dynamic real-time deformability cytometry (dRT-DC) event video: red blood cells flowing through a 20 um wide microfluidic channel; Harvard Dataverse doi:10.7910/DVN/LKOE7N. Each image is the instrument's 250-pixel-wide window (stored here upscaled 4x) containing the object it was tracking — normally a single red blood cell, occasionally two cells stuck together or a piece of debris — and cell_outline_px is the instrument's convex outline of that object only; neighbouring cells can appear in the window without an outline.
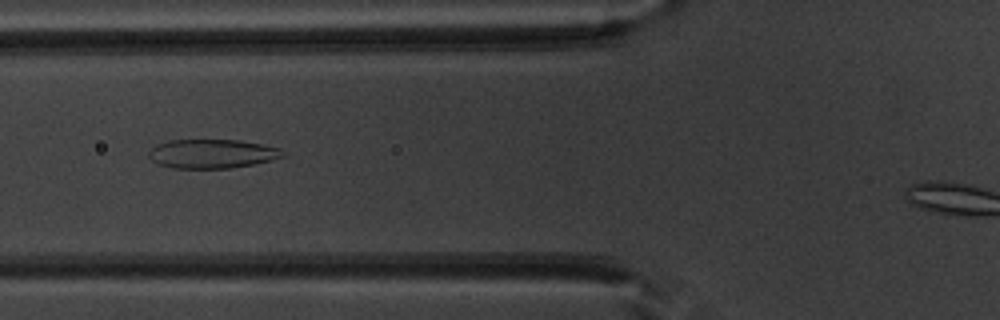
{"species": "common noctule bat (a hibernating species)", "species_latin": "Nyctalus noctula", "temperature_condition": "warm", "stored_images_in_passage": 13, "camera_frame_rate_fps": 3000, "um_per_image_px": 0.085, "animal": {"sex": "male", "body_mass_g": 20.1, "forearm_length_mm": 53.5}, "frame": {"image": 1, "passage_image": 11, "time_ms": 3.333, "image_size_px": [1000, 320], "cell_outline_px": [[288, 156], [272, 160], [252, 164], [228, 168], [172, 168], [156, 164], [148, 156], [148, 152], [156, 144], [168, 140], [240, 140], [280, 148]], "centroid_in_image_um": [18.02, 13.07], "position_along_channel_um": 107.8, "area_um2": 22.77}}